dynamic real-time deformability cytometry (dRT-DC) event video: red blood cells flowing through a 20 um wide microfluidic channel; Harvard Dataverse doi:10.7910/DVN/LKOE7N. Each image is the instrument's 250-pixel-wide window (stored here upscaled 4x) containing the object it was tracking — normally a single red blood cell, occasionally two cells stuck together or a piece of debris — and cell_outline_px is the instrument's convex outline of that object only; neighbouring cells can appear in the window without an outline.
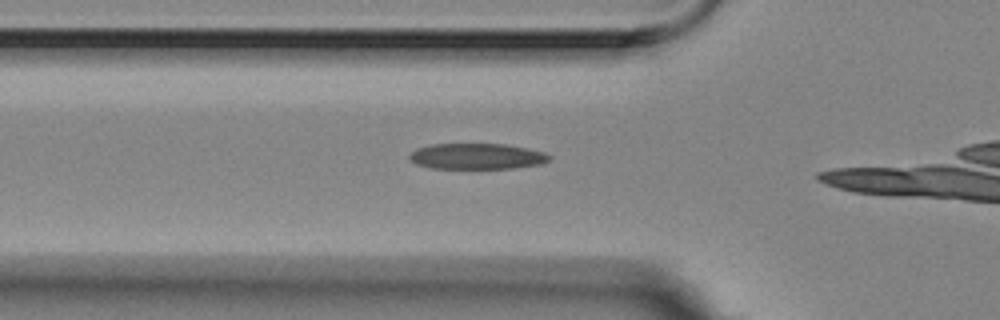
{"species": "Egyptian fruit bat (a non-hibernating species)", "species_latin": "Rousettus aegyptiacus", "temperature_condition": "room temperature", "stored_images_in_passage": 8, "camera_frame_rate_fps": 3000, "um_per_image_px": 0.085, "animal": {"sex": "female"}, "frame": {"image": 1, "passage_image": 3, "time_ms": 0.667, "image_size_px": [1000, 320], "cell_outline_px": [[552, 156], [548, 160], [540, 164], [512, 168], [432, 168], [416, 164], [408, 156], [416, 148], [432, 144], [504, 144], [544, 152]], "centroid_in_image_um": [40.51, 13.28], "position_along_channel_um": 85.3, "area_um2": 20.81}}
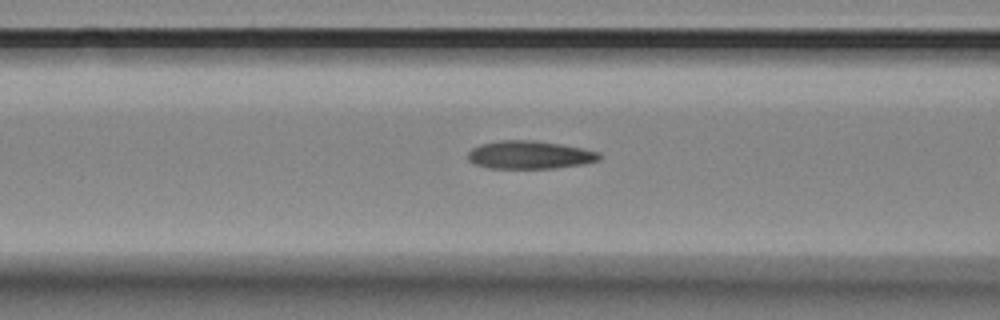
{"frame": {"image": 2, "passage_image": 6, "time_ms": 1.667, "image_size_px": [1000, 320], "cell_outline_px": [[604, 156], [600, 160], [584, 164], [556, 168], [488, 168], [476, 164], [468, 160], [468, 152], [472, 148], [480, 144], [500, 140], [536, 140], [560, 144], [600, 152]], "centroid_in_image_um": [45.05, 13.16], "position_along_channel_um": 121.5, "area_um2": 21.62}}